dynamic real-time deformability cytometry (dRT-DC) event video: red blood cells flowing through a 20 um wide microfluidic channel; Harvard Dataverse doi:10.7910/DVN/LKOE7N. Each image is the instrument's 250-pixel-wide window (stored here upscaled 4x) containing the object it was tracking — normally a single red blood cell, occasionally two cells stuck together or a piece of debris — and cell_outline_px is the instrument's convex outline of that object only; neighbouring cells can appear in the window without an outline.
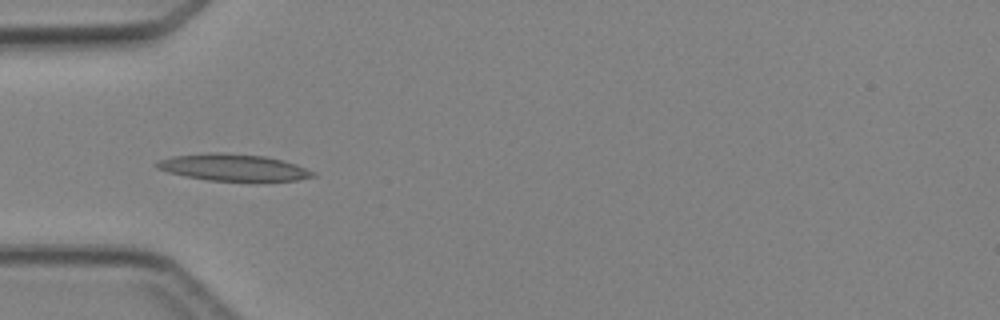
{"species": "Egyptian fruit bat (a non-hibernating species)", "species_latin": "Rousettus aegyptiacus", "temperature_condition": "cold", "stored_images_in_passage": 5, "camera_frame_rate_fps": 3000, "um_per_image_px": 0.085, "animal": {"sex": "female"}, "frame": {"image": 1, "passage_image": 4, "time_ms": 4.333, "image_size_px": [1000, 320], "cell_outline_px": [[316, 176], [296, 180], [256, 184], [208, 180], [184, 176], [168, 172], [156, 168], [152, 164], [156, 160], [172, 156], [208, 152], [220, 152], [264, 156], [284, 160], [296, 164], [316, 172]], "centroid_in_image_um": [19.85, 14.27], "position_along_channel_um": 65.1, "area_um2": 25.66}}
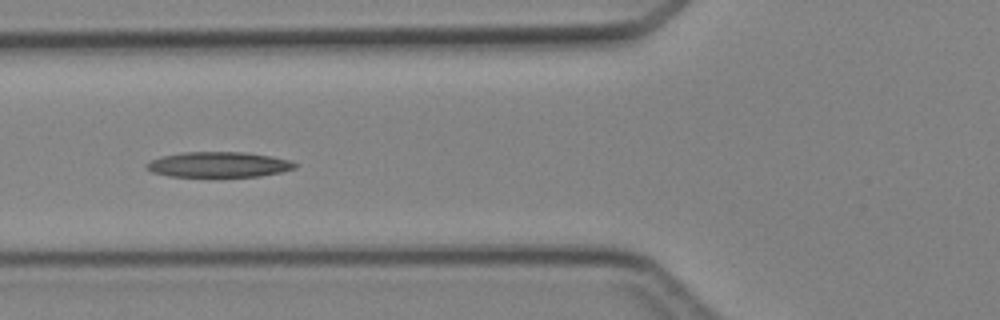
{"frame": {"image": 2, "passage_image": 5, "time_ms": 5.333, "image_size_px": [1000, 320], "cell_outline_px": [[296, 168], [280, 172], [260, 176], [168, 176], [152, 172], [144, 168], [144, 164], [152, 160], [164, 156], [184, 152], [244, 152], [268, 156], [288, 160], [296, 164]], "centroid_in_image_um": [18.54, 13.99], "position_along_channel_um": 107.3, "area_um2": 21.62}}